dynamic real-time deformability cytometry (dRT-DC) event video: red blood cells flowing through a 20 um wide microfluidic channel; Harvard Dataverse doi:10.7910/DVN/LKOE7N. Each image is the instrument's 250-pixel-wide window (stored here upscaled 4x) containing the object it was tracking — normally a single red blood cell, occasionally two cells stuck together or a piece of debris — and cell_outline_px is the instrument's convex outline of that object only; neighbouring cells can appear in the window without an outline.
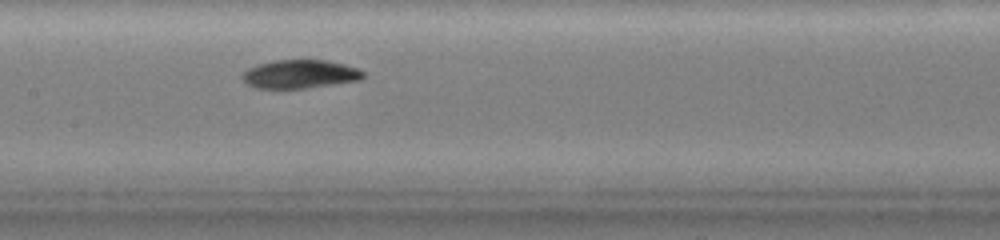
{"species": "common noctule bat (a hibernating species)", "species_latin": "Nyctalus noctula", "temperature_condition": "warm", "stored_images_in_passage": 6, "camera_frame_rate_fps": 3000, "um_per_image_px": 0.085, "animal": {"sex": "female", "body_mass_g": 19.0, "forearm_length_mm": 51.5}, "frame": {"image": 1, "passage_image": 6, "time_ms": 5.0, "image_size_px": [1000, 240], "cell_outline_px": [[364, 76], [360, 80], [304, 88], [260, 88], [248, 84], [240, 76], [248, 68], [256, 64], [272, 60], [328, 60], [360, 68], [364, 72]], "centroid_in_image_um": [25.5, 6.28], "position_along_channel_um": 181.9, "area_um2": 20.06}}